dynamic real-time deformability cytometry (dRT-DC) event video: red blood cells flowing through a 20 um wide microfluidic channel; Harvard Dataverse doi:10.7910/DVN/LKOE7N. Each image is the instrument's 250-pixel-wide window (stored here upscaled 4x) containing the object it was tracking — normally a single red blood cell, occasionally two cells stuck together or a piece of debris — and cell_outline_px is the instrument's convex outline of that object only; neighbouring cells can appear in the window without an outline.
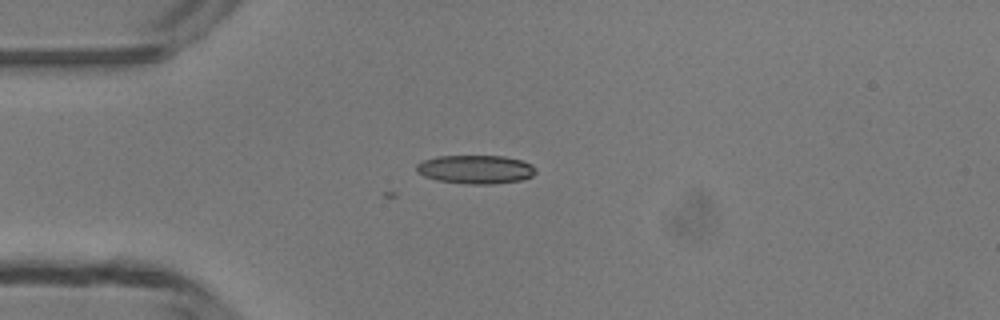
{"species": "common noctule bat (a hibernating species)", "species_latin": "Nyctalus noctula", "temperature_condition": "room temperature", "stored_images_in_passage": 9, "camera_frame_rate_fps": 3000, "um_per_image_px": 0.085, "animal": {"sex": "male", "body_mass_g": 13.3}, "frame": {"image": 1, "passage_image": 1, "time_ms": 0.0, "image_size_px": [1000, 320], "cell_outline_px": [[536, 172], [532, 176], [520, 180], [492, 184], [468, 184], [436, 180], [424, 176], [416, 172], [416, 164], [424, 160], [436, 156], [504, 156], [520, 160], [532, 164], [536, 168]], "centroid_in_image_um": [40.41, 14.39], "position_along_channel_um": 44.6, "area_um2": 19.94}}
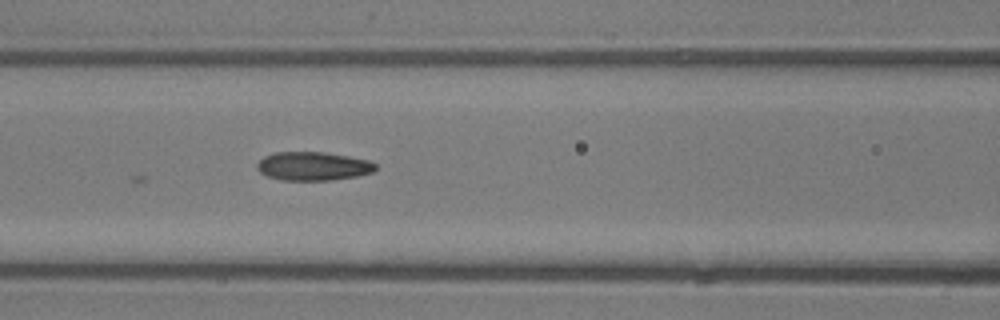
{"frame": {"image": 2, "passage_image": 9, "time_ms": 2.667, "image_size_px": [1000, 320], "cell_outline_px": [[376, 168], [372, 172], [356, 176], [332, 180], [280, 180], [268, 176], [260, 172], [256, 168], [256, 164], [264, 156], [276, 152], [320, 152], [348, 156], [368, 160], [376, 164]], "centroid_in_image_um": [26.58, 14.12], "position_along_channel_um": 140.0, "area_um2": 19.65}}